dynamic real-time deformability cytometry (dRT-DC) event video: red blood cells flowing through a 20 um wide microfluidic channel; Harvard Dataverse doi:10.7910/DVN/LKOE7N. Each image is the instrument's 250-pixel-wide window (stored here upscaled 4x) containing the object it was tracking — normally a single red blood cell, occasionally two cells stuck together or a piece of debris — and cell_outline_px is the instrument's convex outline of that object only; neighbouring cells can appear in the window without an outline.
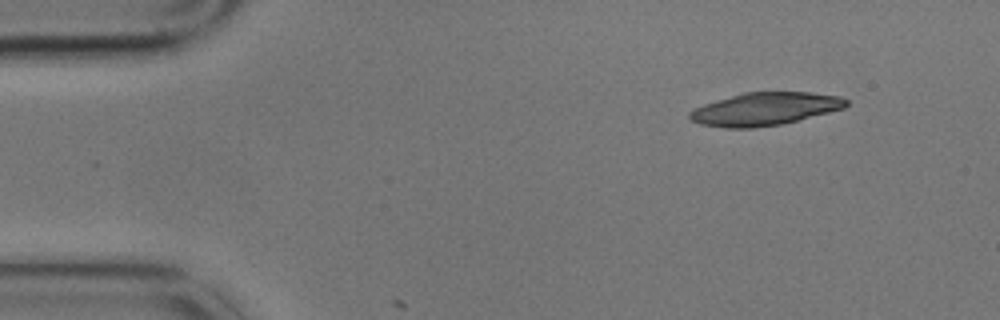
{"species": "common noctule bat (a hibernating species)", "species_latin": "Nyctalus noctula", "temperature_condition": "cold", "stored_images_in_passage": 2, "camera_frame_rate_fps": 3000, "um_per_image_px": 0.085, "animal": {"sex": "male", "body_mass_g": 17.9}, "frame": {"image": 1, "passage_image": 1, "time_ms": 0.0, "image_size_px": [1000, 320], "cell_outline_px": [[848, 104], [844, 108], [780, 124], [752, 128], [724, 128], [700, 124], [692, 120], [688, 116], [688, 112], [692, 108], [716, 100], [744, 92], [812, 92], [840, 96], [848, 100]], "centroid_in_image_um": [64.98, 9.25], "position_along_channel_um": 20.0, "area_um2": 29.88}}